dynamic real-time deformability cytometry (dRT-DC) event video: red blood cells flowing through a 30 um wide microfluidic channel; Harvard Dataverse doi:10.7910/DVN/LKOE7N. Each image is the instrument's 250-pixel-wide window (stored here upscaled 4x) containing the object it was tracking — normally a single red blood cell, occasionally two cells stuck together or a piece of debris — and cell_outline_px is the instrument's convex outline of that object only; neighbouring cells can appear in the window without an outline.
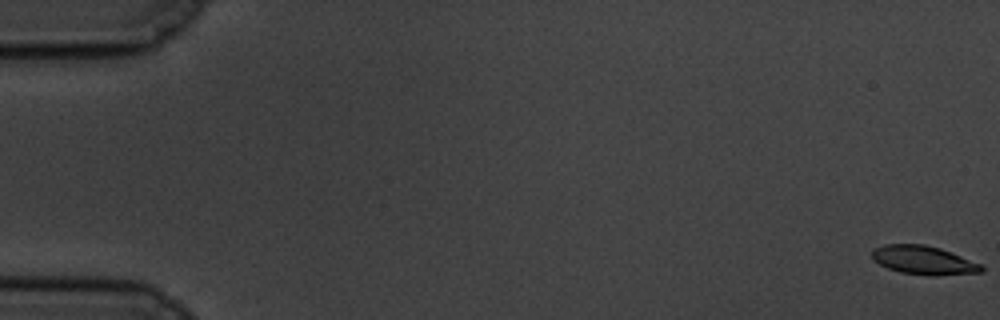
{"species": "common noctule bat (a hibernating species)", "species_latin": "Nyctalus noctula", "temperature_condition": "cold", "stored_images_in_passage": 59, "camera_frame_rate_fps": 3000, "um_per_image_px": 0.085, "animal": {"sex": "male", "body_mass_g": 19.5, "forearm_length_mm": 54.6}, "frame": {"image": 1, "passage_image": 1, "time_ms": 0.0, "image_size_px": [1000, 320], "cell_outline_px": [[984, 272], [900, 272], [888, 268], [872, 260], [872, 248], [884, 244], [924, 244], [940, 248], [980, 264], [984, 268]], "centroid_in_image_um": [78.37, 22.03], "position_along_channel_um": 6.6, "area_um2": 17.05}}
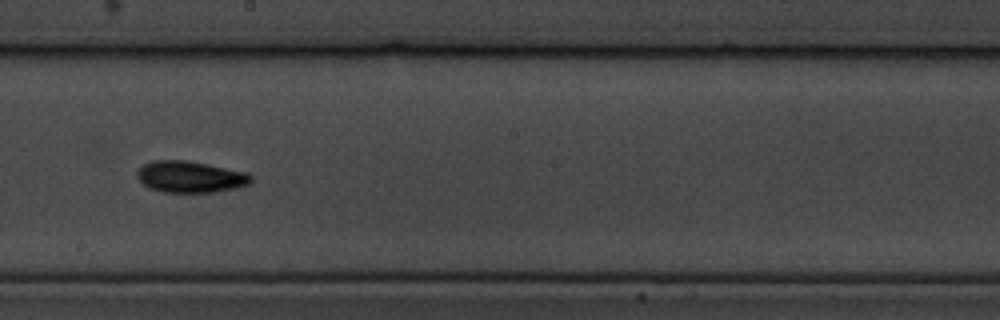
{"frame": {"image": 2, "passage_image": 34, "time_ms": 11.0, "image_size_px": [1000, 320], "cell_outline_px": [[252, 180], [248, 184], [236, 188], [212, 192], [164, 192], [152, 188], [144, 184], [136, 176], [136, 172], [144, 164], [152, 160], [184, 160], [208, 164], [248, 172], [252, 176]], "centroid_in_image_um": [16.19, 15.02], "position_along_channel_um": 232.0, "area_um2": 20.81}}
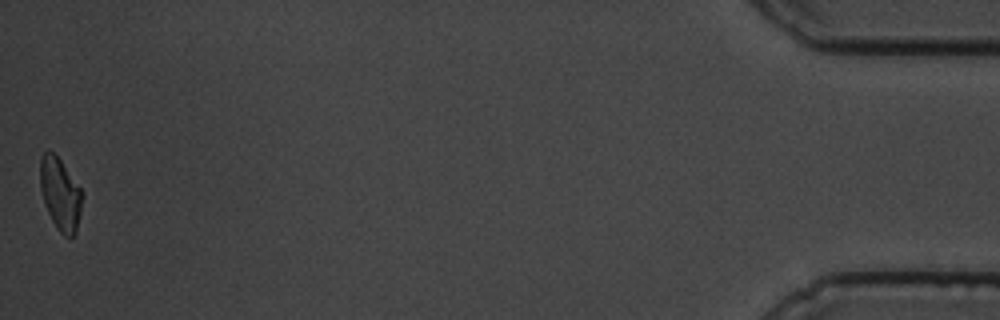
{"frame": {"image": 3, "passage_image": 59, "time_ms": 19.333, "image_size_px": [1000, 320], "cell_outline_px": [[80, 212], [76, 232], [72, 236], [64, 236], [56, 228], [44, 204], [40, 188], [40, 156], [44, 152], [52, 152], [60, 160], [80, 188]], "centroid_in_image_um": [5.08, 16.5], "position_along_channel_um": 430.1, "area_um2": 17.22}, "authors_computed_cell_mechanics": {"area_um2": 18.9006, "velocity_mm_per_s": 3.4623, "shape_relaxation_time_tau1_ms": 2.7173, "shape_relaxation_time_tau2_ms": 6.2232, "deformation_change_tau1": 0.1143, "deformation_change_tau2": 0.1172}}